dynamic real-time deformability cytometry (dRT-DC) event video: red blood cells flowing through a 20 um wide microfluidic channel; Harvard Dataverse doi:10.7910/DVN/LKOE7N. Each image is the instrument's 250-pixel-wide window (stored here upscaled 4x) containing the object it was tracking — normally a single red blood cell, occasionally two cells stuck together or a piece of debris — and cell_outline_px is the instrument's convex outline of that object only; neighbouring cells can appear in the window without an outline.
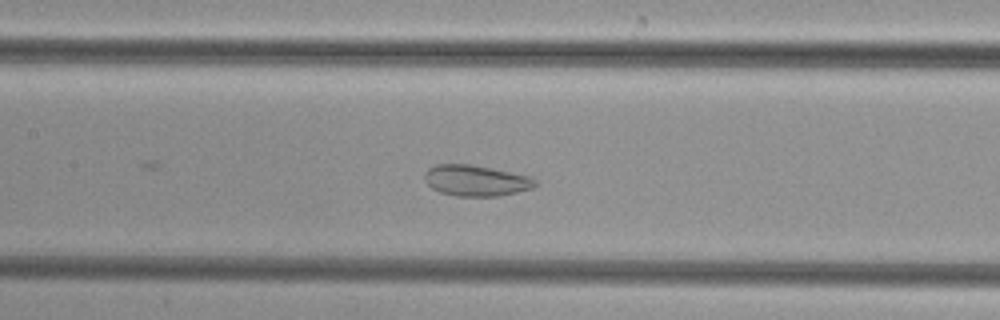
{"species": "common noctule bat (a hibernating species)", "species_latin": "Nyctalus noctula", "temperature_condition": "cold", "stored_images_in_passage": 47, "camera_frame_rate_fps": 3000, "um_per_image_px": 0.085, "animal": {"sex": "female", "body_mass_g": 29.2, "forearm_length_mm": 56.3}, "frame": {"image": 1, "passage_image": 19, "time_ms": 6.0, "image_size_px": [1000, 320], "cell_outline_px": [[536, 184], [532, 188], [500, 196], [456, 196], [440, 192], [432, 188], [424, 180], [424, 172], [428, 168], [436, 164], [472, 164], [492, 168], [528, 176], [536, 180]], "centroid_in_image_um": [40.41, 15.34], "position_along_channel_um": 167.0, "area_um2": 19.94}}
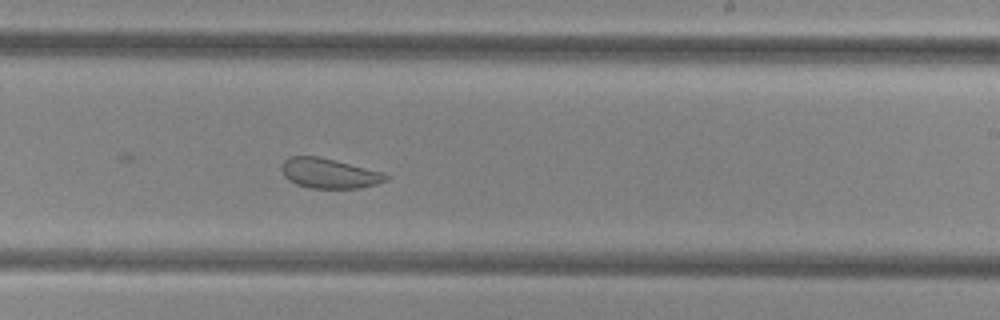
{"frame": {"image": 2, "passage_image": 26, "time_ms": 8.333, "image_size_px": [1000, 320], "cell_outline_px": [[388, 180], [376, 184], [360, 188], [308, 188], [296, 184], [288, 180], [284, 176], [280, 168], [280, 164], [288, 156], [320, 156], [384, 172], [388, 176]], "centroid_in_image_um": [27.95, 14.72], "position_along_channel_um": 261.1, "area_um2": 18.5}}
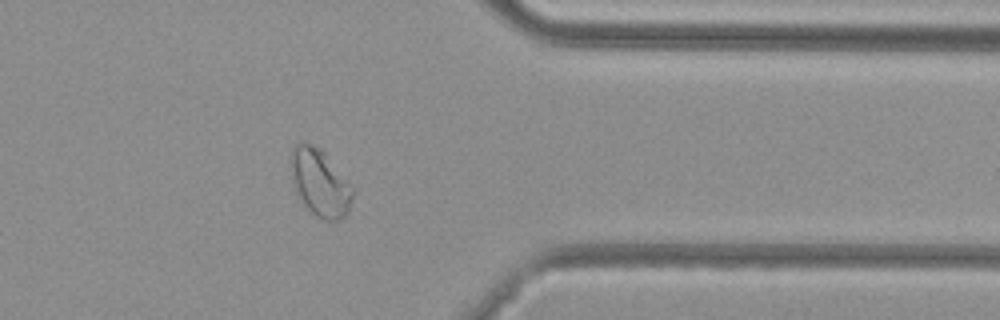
{"frame": {"image": 3, "passage_image": 36, "time_ms": 11.667, "image_size_px": [1000, 320], "cell_outline_px": [[356, 188], [348, 212], [344, 216], [336, 220], [320, 220], [308, 212], [304, 208], [292, 184], [288, 168], [288, 160], [292, 148], [300, 140], [304, 140], [320, 148], [324, 152]], "centroid_in_image_um": [27.15, 15.51], "position_along_channel_um": 384.2, "area_um2": 25.55}}